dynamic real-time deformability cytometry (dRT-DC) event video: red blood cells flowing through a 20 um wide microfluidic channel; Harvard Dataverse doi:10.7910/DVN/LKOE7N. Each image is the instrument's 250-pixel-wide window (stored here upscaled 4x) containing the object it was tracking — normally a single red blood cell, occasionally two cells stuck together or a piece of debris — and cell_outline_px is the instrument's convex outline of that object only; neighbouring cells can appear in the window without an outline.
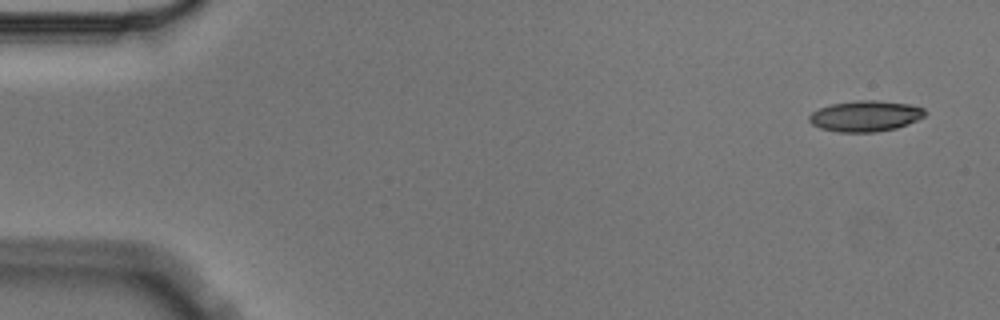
{"species": "Egyptian fruit bat (a non-hibernating species)", "species_latin": "Rousettus aegyptiacus", "temperature_condition": "cold", "stored_images_in_passage": 7, "camera_frame_rate_fps": 3000, "um_per_image_px": 0.085, "animal": {"sex": "male"}, "frame": {"image": 1, "passage_image": 1, "time_ms": 0.0, "image_size_px": [1000, 320], "cell_outline_px": [[928, 112], [924, 116], [908, 124], [896, 128], [876, 132], [836, 132], [820, 128], [812, 124], [808, 120], [808, 116], [812, 112], [820, 108], [832, 104], [856, 100], [876, 100], [908, 104], [924, 108]], "centroid_in_image_um": [73.55, 9.87], "position_along_channel_um": 11.4, "area_um2": 20.87}}
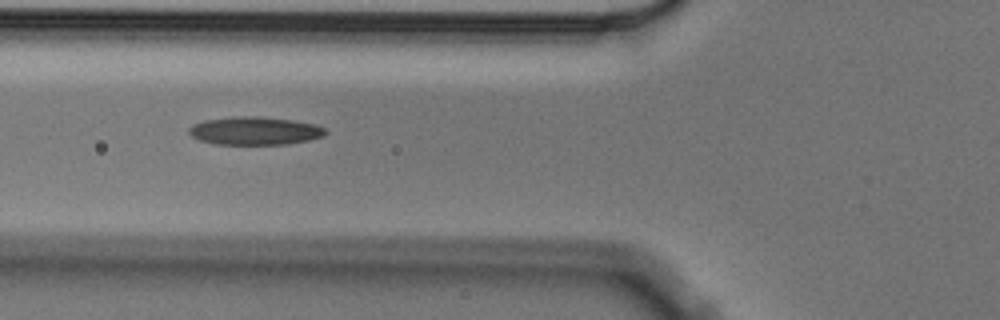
{"frame": {"image": 2, "passage_image": 6, "time_ms": 1.667, "image_size_px": [1000, 320], "cell_outline_px": [[328, 132], [324, 136], [308, 140], [288, 144], [216, 144], [200, 140], [192, 136], [188, 132], [188, 128], [192, 124], [204, 120], [236, 116], [260, 116], [292, 120], [316, 124], [324, 128]], "centroid_in_image_um": [21.66, 11.11], "position_along_channel_um": 104.1, "area_um2": 22.43}}
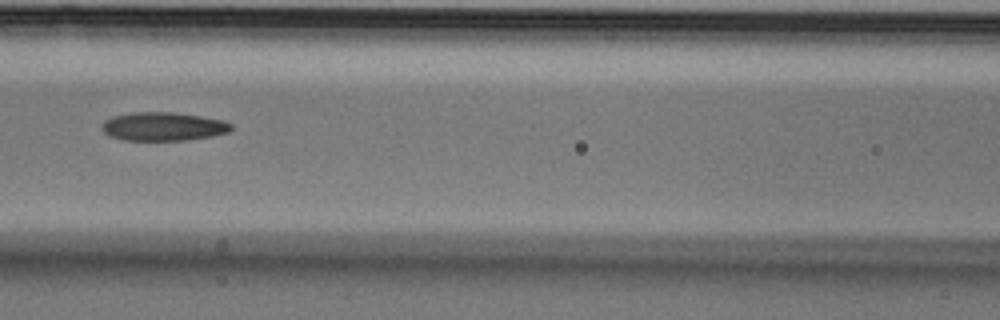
{"frame": {"image": 3, "passage_image": 7, "time_ms": 2.0, "image_size_px": [1000, 320], "cell_outline_px": [[232, 128], [228, 132], [212, 136], [188, 140], [124, 140], [108, 136], [104, 132], [104, 120], [112, 116], [132, 112], [172, 112], [200, 116], [224, 120], [232, 124]], "centroid_in_image_um": [13.89, 10.75], "position_along_channel_um": 152.7, "area_um2": 21.5}}